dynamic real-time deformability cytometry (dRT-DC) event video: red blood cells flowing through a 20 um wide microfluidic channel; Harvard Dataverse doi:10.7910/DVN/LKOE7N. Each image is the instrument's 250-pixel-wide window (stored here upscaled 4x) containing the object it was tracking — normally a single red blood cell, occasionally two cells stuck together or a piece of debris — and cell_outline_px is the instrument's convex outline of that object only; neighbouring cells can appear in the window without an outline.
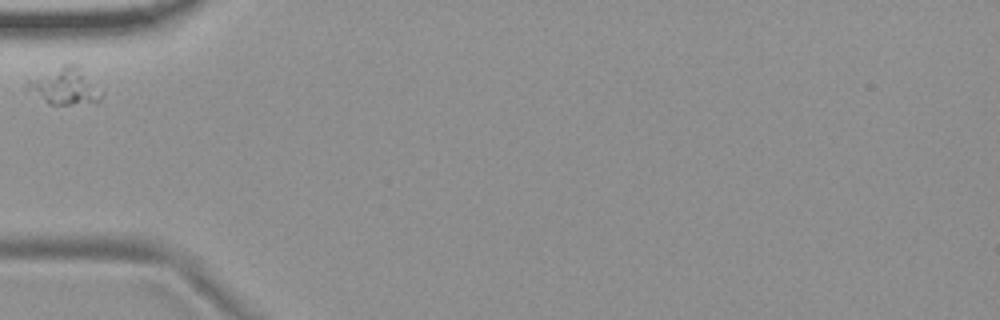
{"species": "common noctule bat (a hibernating species)", "species_latin": "Nyctalus noctula", "temperature_condition": "room temperature", "stored_images_in_passage": 5, "camera_frame_rate_fps": 3000, "um_per_image_px": 0.085, "animal": {"sex": "female", "body_mass_g": 19.9}, "frame": {"image": 1, "passage_image": 1, "time_ms": 0.0, "image_size_px": [1000, 320], "cell_outline_px": [[104, 96], [96, 104], [48, 104], [24, 92], [24, 88], [28, 80], [64, 64], [80, 64]], "centroid_in_image_um": [5.48, 7.35], "position_along_channel_um": 79.5, "area_um2": 16.42}}
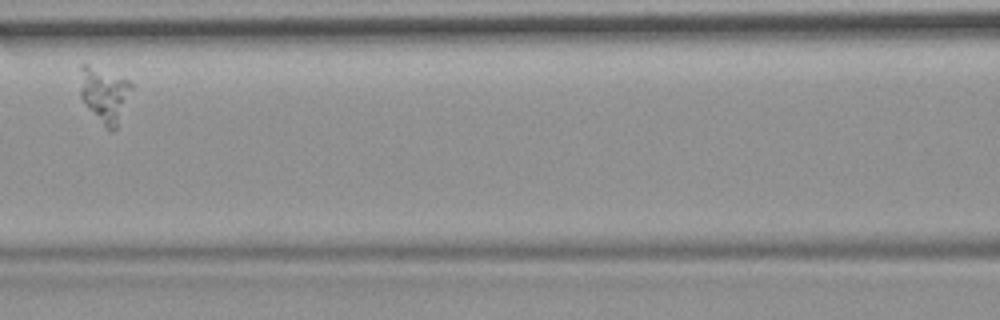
{"frame": {"image": 2, "passage_image": 3, "time_ms": 0.667, "image_size_px": [1000, 320], "cell_outline_px": [[132, 88], [116, 128], [112, 132], [108, 132], [104, 128], [88, 108], [80, 96], [76, 64], [88, 64], [128, 80], [132, 84]], "centroid_in_image_um": [8.79, 8.01], "position_along_channel_um": 157.8, "area_um2": 16.94}}
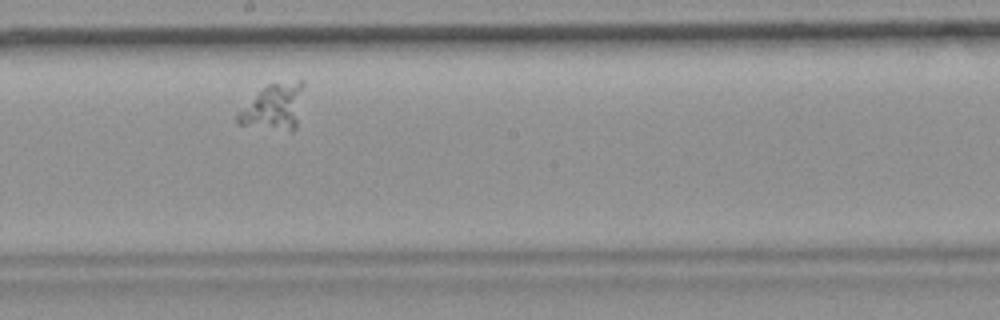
{"frame": {"image": 3, "passage_image": 5, "time_ms": 1.333, "image_size_px": [1000, 320], "cell_outline_px": [[304, 88], [296, 128], [292, 132], [240, 124], [236, 120], [236, 112], [268, 84], [300, 76], [304, 80]], "centroid_in_image_um": [23.34, 9.02], "position_along_channel_um": 224.9, "area_um2": 18.21}}